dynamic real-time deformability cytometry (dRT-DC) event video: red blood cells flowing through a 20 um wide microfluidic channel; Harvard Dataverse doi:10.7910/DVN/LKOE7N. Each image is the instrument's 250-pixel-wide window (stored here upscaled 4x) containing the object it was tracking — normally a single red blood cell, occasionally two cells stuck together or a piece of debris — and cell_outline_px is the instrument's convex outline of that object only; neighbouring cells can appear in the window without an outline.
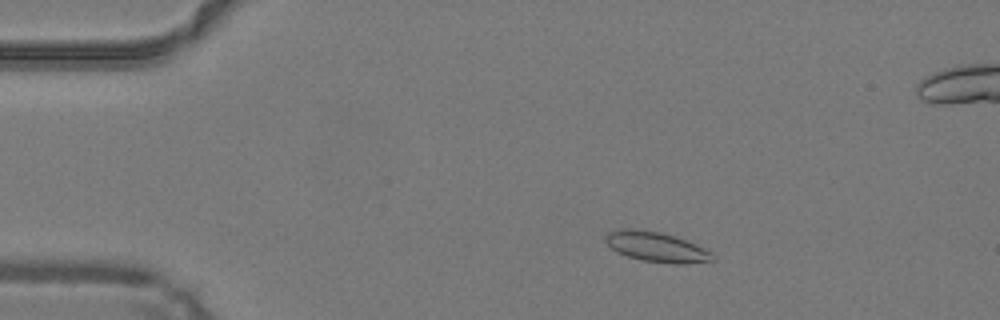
{"species": "common noctule bat (a hibernating species)", "species_latin": "Nyctalus noctula", "temperature_condition": "warm", "stored_images_in_passage": 49, "camera_frame_rate_fps": 3000, "um_per_image_px": 0.085, "animal": {"sex": "male", "body_mass_g": 19.2, "forearm_length_mm": 51.8}, "frame": {"image": 1, "passage_image": 8, "time_ms": 2.333, "image_size_px": [1000, 320], "cell_outline_px": [[716, 260], [680, 264], [676, 264], [644, 260], [628, 256], [616, 252], [604, 240], [604, 236], [608, 232], [620, 228], [636, 228], [660, 232], [684, 240], [704, 248], [712, 252], [716, 256]], "centroid_in_image_um": [55.77, 20.97], "position_along_channel_um": 29.2, "area_um2": 18.61}}
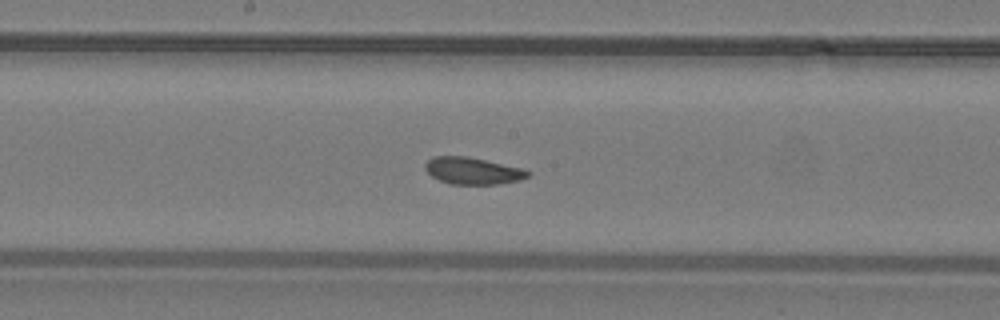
{"frame": {"image": 2, "passage_image": 25, "time_ms": 8.0, "image_size_px": [1000, 320], "cell_outline_px": [[532, 172], [528, 176], [520, 180], [496, 184], [448, 184], [432, 176], [424, 168], [424, 164], [432, 156], [468, 156], [520, 168]], "centroid_in_image_um": [40.14, 14.51], "position_along_channel_um": 208.1, "area_um2": 16.01}}
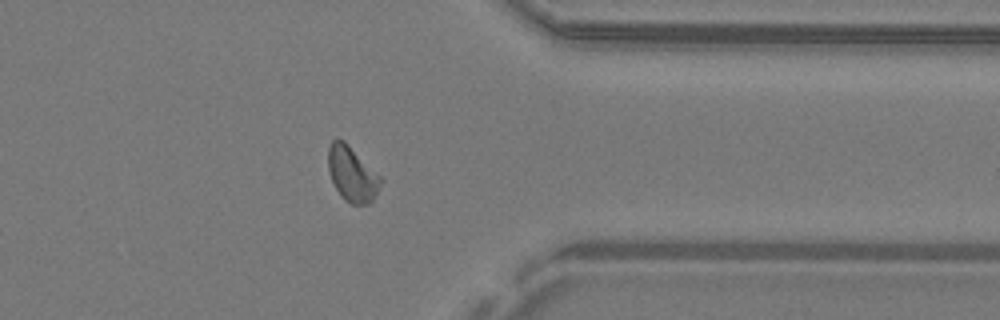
{"frame": {"image": 3, "passage_image": 38, "time_ms": 12.333, "image_size_px": [1000, 320], "cell_outline_px": [[384, 180], [372, 200], [368, 204], [352, 204], [344, 200], [340, 196], [332, 180], [328, 168], [328, 144], [336, 136], [344, 140]], "centroid_in_image_um": [29.91, 14.76], "position_along_channel_um": 381.5, "area_um2": 16.88}, "authors_computed_cell_mechanics": {"area_um2": 16.762, "velocity_mm_per_s": 4.2328, "shape_relaxation_time_tau1_ms": null, "shape_relaxation_time_tau2_ms": 2.1114, "deformation_change_tau1": null, "deformation_change_tau2": 0.0753}}